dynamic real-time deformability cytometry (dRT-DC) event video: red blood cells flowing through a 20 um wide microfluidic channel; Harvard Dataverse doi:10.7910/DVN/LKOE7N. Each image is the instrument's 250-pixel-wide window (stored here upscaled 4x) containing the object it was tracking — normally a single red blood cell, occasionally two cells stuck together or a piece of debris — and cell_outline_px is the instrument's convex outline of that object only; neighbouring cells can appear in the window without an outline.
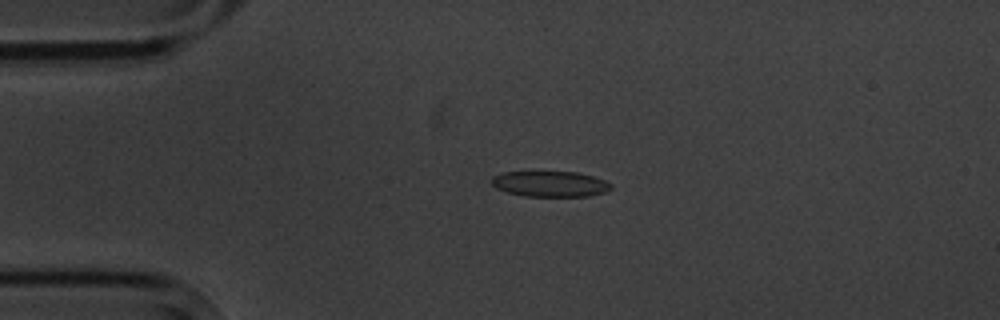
{"species": "common noctule bat (a hibernating species)", "species_latin": "Nyctalus noctula", "temperature_condition": "cold", "stored_images_in_passage": 4, "camera_frame_rate_fps": 3000, "um_per_image_px": 0.085, "animal": {"sex": "male", "body_mass_g": 20.1, "forearm_length_mm": 53.5}, "frame": {"image": 1, "passage_image": 3, "time_ms": 2.333, "image_size_px": [1000, 320], "cell_outline_px": [[612, 188], [608, 192], [588, 196], [524, 196], [508, 192], [496, 188], [492, 184], [492, 176], [504, 172], [576, 172], [592, 176], [604, 180], [612, 184]], "centroid_in_image_um": [46.79, 15.64], "position_along_channel_um": 38.2, "area_um2": 17.8}}